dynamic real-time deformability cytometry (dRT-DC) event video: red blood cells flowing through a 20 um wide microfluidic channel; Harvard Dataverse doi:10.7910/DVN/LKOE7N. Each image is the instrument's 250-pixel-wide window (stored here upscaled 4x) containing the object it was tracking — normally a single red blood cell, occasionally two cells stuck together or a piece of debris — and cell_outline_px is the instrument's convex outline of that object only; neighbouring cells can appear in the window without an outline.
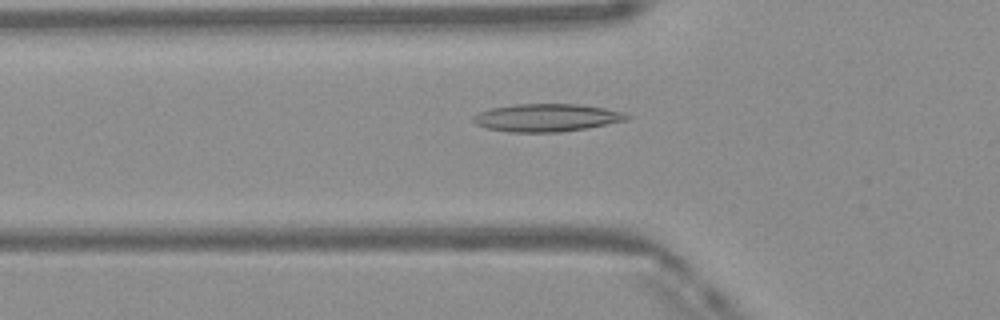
{"species": "Egyptian fruit bat (a non-hibernating species)", "species_latin": "Rousettus aegyptiacus", "temperature_condition": "warm", "stored_images_in_passage": 44, "camera_frame_rate_fps": 3000, "um_per_image_px": 0.085, "frame": {"image": 1, "passage_image": 12, "time_ms": 3.667, "image_size_px": [1000, 320], "cell_outline_px": [[632, 116], [624, 120], [584, 128], [560, 132], [508, 132], [488, 128], [476, 124], [472, 120], [472, 116], [480, 112], [492, 108], [516, 104], [576, 104], [604, 108], [624, 112]], "centroid_in_image_um": [46.43, 10.0], "position_along_channel_um": 79.4, "area_um2": 24.51}}
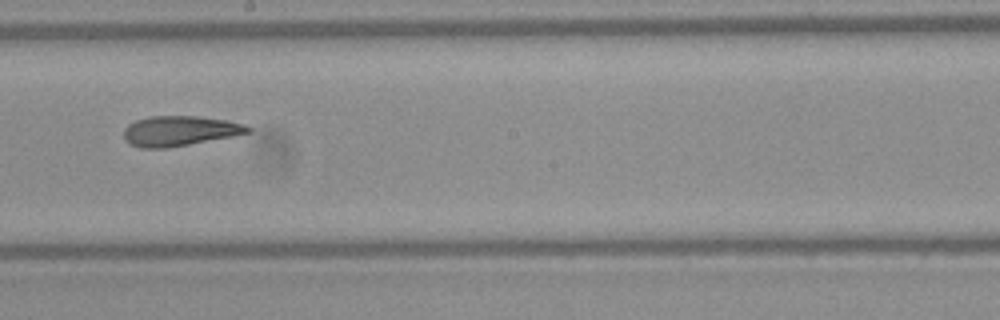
{"frame": {"image": 2, "passage_image": 23, "time_ms": 7.333, "image_size_px": [1000, 320], "cell_outline_px": [[252, 132], [232, 136], [168, 148], [140, 148], [128, 144], [124, 136], [124, 128], [128, 124], [136, 120], [152, 116], [196, 116], [228, 120], [244, 124], [252, 128]], "centroid_in_image_um": [15.27, 11.13], "position_along_channel_um": 232.9, "area_um2": 21.79}}
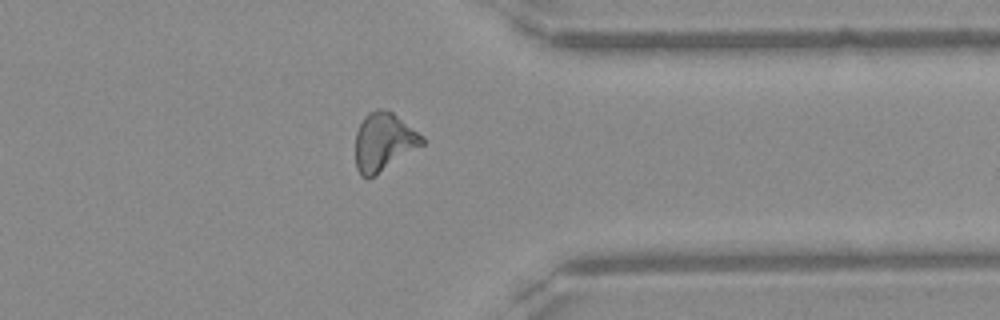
{"frame": {"image": 3, "passage_image": 34, "time_ms": 11.0, "image_size_px": [1000, 320], "cell_outline_px": [[424, 144], [368, 180], [360, 176], [356, 168], [356, 132], [364, 116], [368, 112], [376, 108], [380, 108], [392, 112], [424, 136]], "centroid_in_image_um": [32.6, 12.06], "position_along_channel_um": 378.8, "area_um2": 22.66}, "authors_computed_cell_mechanics": {"area_um2": 22.253, "velocity_mm_per_s": 4.1555, "shape_relaxation_time_tau1_ms": null, "shape_relaxation_time_tau2_ms": 4.0445, "deformation_change_tau1": null, "deformation_change_tau2": 0.147}}